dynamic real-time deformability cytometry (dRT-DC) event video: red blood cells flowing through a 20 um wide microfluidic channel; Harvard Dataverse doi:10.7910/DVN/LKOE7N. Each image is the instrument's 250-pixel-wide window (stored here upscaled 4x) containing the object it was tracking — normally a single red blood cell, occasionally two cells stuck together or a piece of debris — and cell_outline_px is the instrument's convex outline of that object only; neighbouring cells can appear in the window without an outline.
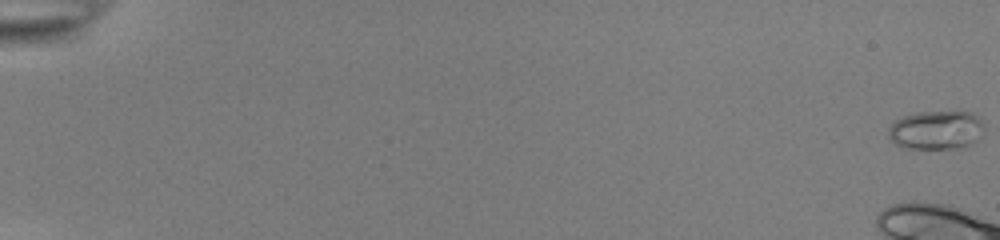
{"species": "common noctule bat (a hibernating species)", "species_latin": "Nyctalus noctula", "temperature_condition": "room temperature", "stored_images_in_passage": 17, "camera_frame_rate_fps": 3000, "um_per_image_px": 0.085, "animal": {"sex": "female", "body_mass_g": 22.0, "forearm_length_mm": 56.7}, "frame": {"image": 1, "passage_image": 1, "time_ms": 0.0, "image_size_px": [1000, 240], "cell_outline_px": [[984, 132], [972, 144], [952, 148], [904, 148], [896, 144], [888, 136], [888, 128], [896, 120], [904, 116], [916, 112], [972, 112], [984, 120]], "centroid_in_image_um": [79.61, 11.04], "position_along_channel_um": 5.4, "area_um2": 21.68}}